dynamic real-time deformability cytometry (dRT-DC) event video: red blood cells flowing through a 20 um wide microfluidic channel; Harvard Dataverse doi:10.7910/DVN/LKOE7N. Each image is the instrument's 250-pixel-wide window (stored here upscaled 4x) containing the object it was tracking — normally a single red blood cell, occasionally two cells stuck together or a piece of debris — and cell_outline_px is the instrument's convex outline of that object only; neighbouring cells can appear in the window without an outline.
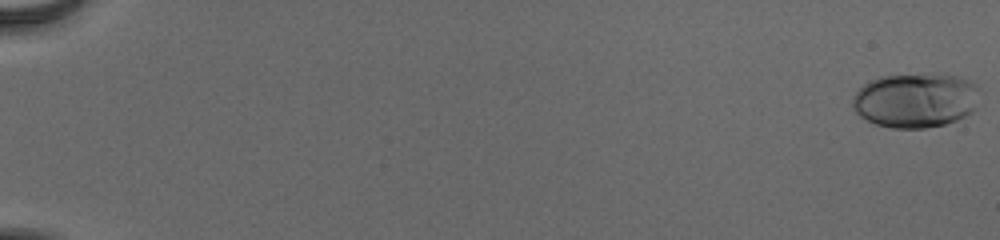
{"species": "human", "species_latin": "Homo sapiens", "temperature_condition": "cold", "stored_images_in_passage": 56, "camera_frame_rate_fps": 3000, "um_per_image_px": 0.085, "donor": {"sex": "male"}, "frame": {"image": 1, "passage_image": 1, "time_ms": 0.0, "image_size_px": [1000, 240], "cell_outline_px": [[980, 88], [976, 108], [972, 112], [956, 120], [944, 124], [924, 128], [892, 128], [876, 124], [860, 116], [852, 108], [852, 96], [864, 84], [880, 76], [936, 72], [956, 76], [968, 80], [976, 84]], "centroid_in_image_um": [77.84, 8.49], "position_along_channel_um": 7.2, "area_um2": 41.04}}
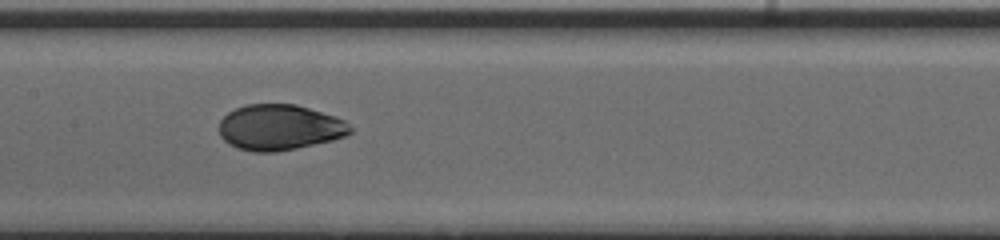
{"frame": {"image": 2, "passage_image": 31, "time_ms": 10.0, "image_size_px": [1000, 240], "cell_outline_px": [[352, 132], [344, 136], [332, 140], [296, 148], [276, 152], [252, 152], [236, 148], [228, 144], [220, 136], [220, 120], [228, 112], [236, 108], [248, 104], [296, 104], [344, 120], [352, 128]], "centroid_in_image_um": [23.72, 10.84], "position_along_channel_um": 183.7, "area_um2": 34.74}}
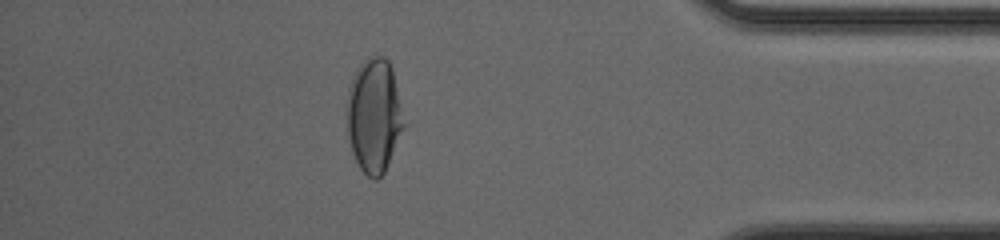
{"frame": {"image": 3, "passage_image": 50, "time_ms": 16.333, "image_size_px": [1000, 240], "cell_outline_px": [[408, 124], [384, 172], [376, 180], [372, 180], [360, 168], [352, 152], [348, 136], [348, 88], [352, 76], [356, 68], [368, 56], [384, 56], [388, 60], [392, 68]], "centroid_in_image_um": [31.85, 9.81], "position_along_channel_um": 403.3, "area_um2": 38.61}, "authors_computed_cell_mechanics": {"area_um2": 35.836, "velocity_mm_per_s": 3.9015, "shape_relaxation_time_tau1_ms": 4.1727, "shape_relaxation_time_tau2_ms": null, "deformation_change_tau1": 0.1652, "deformation_change_tau2": null}}